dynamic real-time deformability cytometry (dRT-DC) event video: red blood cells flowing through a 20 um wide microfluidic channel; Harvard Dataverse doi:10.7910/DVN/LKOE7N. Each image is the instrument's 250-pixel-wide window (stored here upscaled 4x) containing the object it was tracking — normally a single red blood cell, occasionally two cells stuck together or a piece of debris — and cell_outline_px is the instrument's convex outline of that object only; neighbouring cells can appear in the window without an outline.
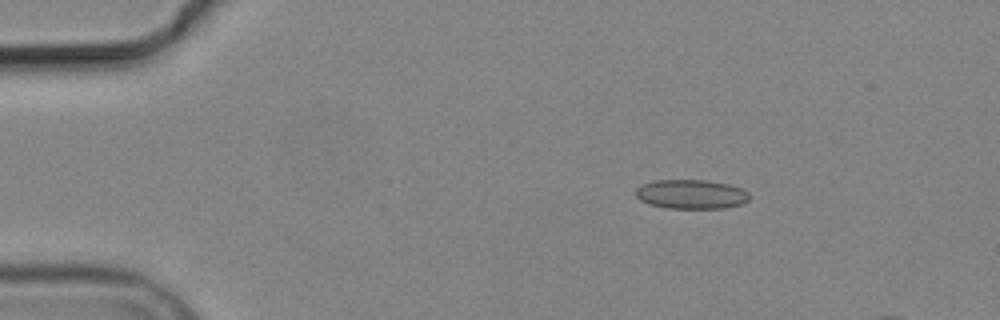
{"species": "common noctule bat (a hibernating species)", "species_latin": "Nyctalus noctula", "temperature_condition": "cold", "stored_images_in_passage": 4, "camera_frame_rate_fps": 3000, "um_per_image_px": 0.085, "animal": {"sex": "male", "body_mass_g": 19.2, "forearm_length_mm": 51.8}, "frame": {"image": 1, "passage_image": 1, "time_ms": 0.0, "image_size_px": [1000, 320], "cell_outline_px": [[748, 200], [744, 204], [724, 208], [668, 208], [648, 204], [640, 200], [636, 196], [636, 188], [640, 184], [652, 180], [708, 180], [728, 184], [740, 188], [748, 192]], "centroid_in_image_um": [58.72, 16.5], "position_along_channel_um": 26.3, "area_um2": 19.54}}